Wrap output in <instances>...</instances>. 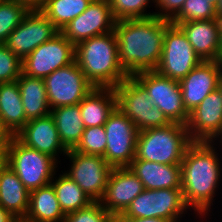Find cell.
I'll return each mask as SVG.
<instances>
[{
	"label": "cell",
	"mask_w": 222,
	"mask_h": 222,
	"mask_svg": "<svg viewBox=\"0 0 222 222\" xmlns=\"http://www.w3.org/2000/svg\"><path fill=\"white\" fill-rule=\"evenodd\" d=\"M16 137L26 146L52 157L56 162L60 152L63 155L68 153L60 141L55 121L50 114L28 121Z\"/></svg>",
	"instance_id": "cell-19"
},
{
	"label": "cell",
	"mask_w": 222,
	"mask_h": 222,
	"mask_svg": "<svg viewBox=\"0 0 222 222\" xmlns=\"http://www.w3.org/2000/svg\"><path fill=\"white\" fill-rule=\"evenodd\" d=\"M63 222H114V216L107 212L100 202L66 214Z\"/></svg>",
	"instance_id": "cell-35"
},
{
	"label": "cell",
	"mask_w": 222,
	"mask_h": 222,
	"mask_svg": "<svg viewBox=\"0 0 222 222\" xmlns=\"http://www.w3.org/2000/svg\"><path fill=\"white\" fill-rule=\"evenodd\" d=\"M222 127V97L216 89L193 111L186 124L192 141L210 142Z\"/></svg>",
	"instance_id": "cell-18"
},
{
	"label": "cell",
	"mask_w": 222,
	"mask_h": 222,
	"mask_svg": "<svg viewBox=\"0 0 222 222\" xmlns=\"http://www.w3.org/2000/svg\"><path fill=\"white\" fill-rule=\"evenodd\" d=\"M152 3L155 2V0ZM150 0H109L113 15L117 21L124 19L149 18L155 13H146Z\"/></svg>",
	"instance_id": "cell-33"
},
{
	"label": "cell",
	"mask_w": 222,
	"mask_h": 222,
	"mask_svg": "<svg viewBox=\"0 0 222 222\" xmlns=\"http://www.w3.org/2000/svg\"><path fill=\"white\" fill-rule=\"evenodd\" d=\"M75 61V46L59 31L22 60V73L45 78Z\"/></svg>",
	"instance_id": "cell-12"
},
{
	"label": "cell",
	"mask_w": 222,
	"mask_h": 222,
	"mask_svg": "<svg viewBox=\"0 0 222 222\" xmlns=\"http://www.w3.org/2000/svg\"><path fill=\"white\" fill-rule=\"evenodd\" d=\"M217 90L220 92L221 97H222V70H221L219 78H218Z\"/></svg>",
	"instance_id": "cell-42"
},
{
	"label": "cell",
	"mask_w": 222,
	"mask_h": 222,
	"mask_svg": "<svg viewBox=\"0 0 222 222\" xmlns=\"http://www.w3.org/2000/svg\"><path fill=\"white\" fill-rule=\"evenodd\" d=\"M30 10L15 0L0 2V43L22 22Z\"/></svg>",
	"instance_id": "cell-30"
},
{
	"label": "cell",
	"mask_w": 222,
	"mask_h": 222,
	"mask_svg": "<svg viewBox=\"0 0 222 222\" xmlns=\"http://www.w3.org/2000/svg\"><path fill=\"white\" fill-rule=\"evenodd\" d=\"M116 22L109 0H92L87 9L60 32L76 46L91 37L114 31Z\"/></svg>",
	"instance_id": "cell-14"
},
{
	"label": "cell",
	"mask_w": 222,
	"mask_h": 222,
	"mask_svg": "<svg viewBox=\"0 0 222 222\" xmlns=\"http://www.w3.org/2000/svg\"><path fill=\"white\" fill-rule=\"evenodd\" d=\"M192 142L186 125L179 123L141 130L136 140L134 159L160 164H181L186 149Z\"/></svg>",
	"instance_id": "cell-4"
},
{
	"label": "cell",
	"mask_w": 222,
	"mask_h": 222,
	"mask_svg": "<svg viewBox=\"0 0 222 222\" xmlns=\"http://www.w3.org/2000/svg\"><path fill=\"white\" fill-rule=\"evenodd\" d=\"M16 81L21 93L26 123L33 119L48 116L51 109L48 104L44 79L21 73Z\"/></svg>",
	"instance_id": "cell-25"
},
{
	"label": "cell",
	"mask_w": 222,
	"mask_h": 222,
	"mask_svg": "<svg viewBox=\"0 0 222 222\" xmlns=\"http://www.w3.org/2000/svg\"><path fill=\"white\" fill-rule=\"evenodd\" d=\"M201 61L181 28L165 19L163 49L155 71L180 81Z\"/></svg>",
	"instance_id": "cell-8"
},
{
	"label": "cell",
	"mask_w": 222,
	"mask_h": 222,
	"mask_svg": "<svg viewBox=\"0 0 222 222\" xmlns=\"http://www.w3.org/2000/svg\"><path fill=\"white\" fill-rule=\"evenodd\" d=\"M50 115L55 121L59 138L67 150L74 149L84 132L79 104L52 108Z\"/></svg>",
	"instance_id": "cell-27"
},
{
	"label": "cell",
	"mask_w": 222,
	"mask_h": 222,
	"mask_svg": "<svg viewBox=\"0 0 222 222\" xmlns=\"http://www.w3.org/2000/svg\"><path fill=\"white\" fill-rule=\"evenodd\" d=\"M65 216L50 183L30 191L28 211L22 222H63Z\"/></svg>",
	"instance_id": "cell-24"
},
{
	"label": "cell",
	"mask_w": 222,
	"mask_h": 222,
	"mask_svg": "<svg viewBox=\"0 0 222 222\" xmlns=\"http://www.w3.org/2000/svg\"><path fill=\"white\" fill-rule=\"evenodd\" d=\"M51 181L57 200L64 214L88 207L94 201L65 173L60 174ZM55 179V180H54Z\"/></svg>",
	"instance_id": "cell-28"
},
{
	"label": "cell",
	"mask_w": 222,
	"mask_h": 222,
	"mask_svg": "<svg viewBox=\"0 0 222 222\" xmlns=\"http://www.w3.org/2000/svg\"><path fill=\"white\" fill-rule=\"evenodd\" d=\"M107 145L103 155L105 161L113 167H128L135 158L137 127L117 107L103 125Z\"/></svg>",
	"instance_id": "cell-10"
},
{
	"label": "cell",
	"mask_w": 222,
	"mask_h": 222,
	"mask_svg": "<svg viewBox=\"0 0 222 222\" xmlns=\"http://www.w3.org/2000/svg\"><path fill=\"white\" fill-rule=\"evenodd\" d=\"M216 12L218 19L222 17V0H219L217 6H216Z\"/></svg>",
	"instance_id": "cell-41"
},
{
	"label": "cell",
	"mask_w": 222,
	"mask_h": 222,
	"mask_svg": "<svg viewBox=\"0 0 222 222\" xmlns=\"http://www.w3.org/2000/svg\"><path fill=\"white\" fill-rule=\"evenodd\" d=\"M75 61L95 88H115L128 77L119 61L114 31L78 43Z\"/></svg>",
	"instance_id": "cell-3"
},
{
	"label": "cell",
	"mask_w": 222,
	"mask_h": 222,
	"mask_svg": "<svg viewBox=\"0 0 222 222\" xmlns=\"http://www.w3.org/2000/svg\"><path fill=\"white\" fill-rule=\"evenodd\" d=\"M187 209L189 207L185 203L181 188L144 189L120 216L129 218L156 217L170 222H180V218L187 212Z\"/></svg>",
	"instance_id": "cell-7"
},
{
	"label": "cell",
	"mask_w": 222,
	"mask_h": 222,
	"mask_svg": "<svg viewBox=\"0 0 222 222\" xmlns=\"http://www.w3.org/2000/svg\"><path fill=\"white\" fill-rule=\"evenodd\" d=\"M5 154L6 152H0V168L5 164Z\"/></svg>",
	"instance_id": "cell-44"
},
{
	"label": "cell",
	"mask_w": 222,
	"mask_h": 222,
	"mask_svg": "<svg viewBox=\"0 0 222 222\" xmlns=\"http://www.w3.org/2000/svg\"><path fill=\"white\" fill-rule=\"evenodd\" d=\"M5 163L29 191L50 184L58 165L52 157L26 146L16 136L6 151Z\"/></svg>",
	"instance_id": "cell-5"
},
{
	"label": "cell",
	"mask_w": 222,
	"mask_h": 222,
	"mask_svg": "<svg viewBox=\"0 0 222 222\" xmlns=\"http://www.w3.org/2000/svg\"><path fill=\"white\" fill-rule=\"evenodd\" d=\"M22 73V60L0 43V83L14 82Z\"/></svg>",
	"instance_id": "cell-34"
},
{
	"label": "cell",
	"mask_w": 222,
	"mask_h": 222,
	"mask_svg": "<svg viewBox=\"0 0 222 222\" xmlns=\"http://www.w3.org/2000/svg\"><path fill=\"white\" fill-rule=\"evenodd\" d=\"M144 190L143 183L129 167H113L108 176L101 206L114 217L122 214Z\"/></svg>",
	"instance_id": "cell-16"
},
{
	"label": "cell",
	"mask_w": 222,
	"mask_h": 222,
	"mask_svg": "<svg viewBox=\"0 0 222 222\" xmlns=\"http://www.w3.org/2000/svg\"><path fill=\"white\" fill-rule=\"evenodd\" d=\"M119 61L128 76L155 71L161 58L165 35V19H124L116 22Z\"/></svg>",
	"instance_id": "cell-1"
},
{
	"label": "cell",
	"mask_w": 222,
	"mask_h": 222,
	"mask_svg": "<svg viewBox=\"0 0 222 222\" xmlns=\"http://www.w3.org/2000/svg\"><path fill=\"white\" fill-rule=\"evenodd\" d=\"M30 191L6 163L0 168V206L22 222L29 207Z\"/></svg>",
	"instance_id": "cell-22"
},
{
	"label": "cell",
	"mask_w": 222,
	"mask_h": 222,
	"mask_svg": "<svg viewBox=\"0 0 222 222\" xmlns=\"http://www.w3.org/2000/svg\"><path fill=\"white\" fill-rule=\"evenodd\" d=\"M221 70L220 61H201L179 81L183 104L188 113L217 89Z\"/></svg>",
	"instance_id": "cell-17"
},
{
	"label": "cell",
	"mask_w": 222,
	"mask_h": 222,
	"mask_svg": "<svg viewBox=\"0 0 222 222\" xmlns=\"http://www.w3.org/2000/svg\"><path fill=\"white\" fill-rule=\"evenodd\" d=\"M209 1V3H211L212 5H214L215 7L217 6L219 0H207Z\"/></svg>",
	"instance_id": "cell-46"
},
{
	"label": "cell",
	"mask_w": 222,
	"mask_h": 222,
	"mask_svg": "<svg viewBox=\"0 0 222 222\" xmlns=\"http://www.w3.org/2000/svg\"><path fill=\"white\" fill-rule=\"evenodd\" d=\"M71 168L64 173L94 201L99 202L104 195L108 176L112 167L100 155H85L68 150Z\"/></svg>",
	"instance_id": "cell-13"
},
{
	"label": "cell",
	"mask_w": 222,
	"mask_h": 222,
	"mask_svg": "<svg viewBox=\"0 0 222 222\" xmlns=\"http://www.w3.org/2000/svg\"><path fill=\"white\" fill-rule=\"evenodd\" d=\"M44 82L50 109L79 104L95 88L76 61L55 70Z\"/></svg>",
	"instance_id": "cell-11"
},
{
	"label": "cell",
	"mask_w": 222,
	"mask_h": 222,
	"mask_svg": "<svg viewBox=\"0 0 222 222\" xmlns=\"http://www.w3.org/2000/svg\"><path fill=\"white\" fill-rule=\"evenodd\" d=\"M219 23H220V45H221V53H222V17L219 18Z\"/></svg>",
	"instance_id": "cell-45"
},
{
	"label": "cell",
	"mask_w": 222,
	"mask_h": 222,
	"mask_svg": "<svg viewBox=\"0 0 222 222\" xmlns=\"http://www.w3.org/2000/svg\"><path fill=\"white\" fill-rule=\"evenodd\" d=\"M217 138H218V140H220L219 143H221L220 145L222 146V127H221L220 131L216 134V136L210 142L214 143L215 140H217Z\"/></svg>",
	"instance_id": "cell-43"
},
{
	"label": "cell",
	"mask_w": 222,
	"mask_h": 222,
	"mask_svg": "<svg viewBox=\"0 0 222 222\" xmlns=\"http://www.w3.org/2000/svg\"><path fill=\"white\" fill-rule=\"evenodd\" d=\"M0 222H20V221L0 206Z\"/></svg>",
	"instance_id": "cell-40"
},
{
	"label": "cell",
	"mask_w": 222,
	"mask_h": 222,
	"mask_svg": "<svg viewBox=\"0 0 222 222\" xmlns=\"http://www.w3.org/2000/svg\"><path fill=\"white\" fill-rule=\"evenodd\" d=\"M128 167L143 183L144 189L181 188L180 164H160L134 159Z\"/></svg>",
	"instance_id": "cell-21"
},
{
	"label": "cell",
	"mask_w": 222,
	"mask_h": 222,
	"mask_svg": "<svg viewBox=\"0 0 222 222\" xmlns=\"http://www.w3.org/2000/svg\"><path fill=\"white\" fill-rule=\"evenodd\" d=\"M134 77L148 91L149 99L171 123L186 125L189 113L186 111L179 81L172 80L157 71H144Z\"/></svg>",
	"instance_id": "cell-9"
},
{
	"label": "cell",
	"mask_w": 222,
	"mask_h": 222,
	"mask_svg": "<svg viewBox=\"0 0 222 222\" xmlns=\"http://www.w3.org/2000/svg\"><path fill=\"white\" fill-rule=\"evenodd\" d=\"M214 145L216 144L211 142L193 141L180 164L181 189L185 203L194 209L197 216H203V219L210 212L222 176V160Z\"/></svg>",
	"instance_id": "cell-2"
},
{
	"label": "cell",
	"mask_w": 222,
	"mask_h": 222,
	"mask_svg": "<svg viewBox=\"0 0 222 222\" xmlns=\"http://www.w3.org/2000/svg\"><path fill=\"white\" fill-rule=\"evenodd\" d=\"M186 35L195 53L202 61H220V23L219 19L188 21L176 23Z\"/></svg>",
	"instance_id": "cell-20"
},
{
	"label": "cell",
	"mask_w": 222,
	"mask_h": 222,
	"mask_svg": "<svg viewBox=\"0 0 222 222\" xmlns=\"http://www.w3.org/2000/svg\"><path fill=\"white\" fill-rule=\"evenodd\" d=\"M79 107L85 128L103 126L117 107L115 89L94 88L79 103Z\"/></svg>",
	"instance_id": "cell-23"
},
{
	"label": "cell",
	"mask_w": 222,
	"mask_h": 222,
	"mask_svg": "<svg viewBox=\"0 0 222 222\" xmlns=\"http://www.w3.org/2000/svg\"><path fill=\"white\" fill-rule=\"evenodd\" d=\"M58 32L53 23L40 10H30L3 44L23 60Z\"/></svg>",
	"instance_id": "cell-15"
},
{
	"label": "cell",
	"mask_w": 222,
	"mask_h": 222,
	"mask_svg": "<svg viewBox=\"0 0 222 222\" xmlns=\"http://www.w3.org/2000/svg\"><path fill=\"white\" fill-rule=\"evenodd\" d=\"M12 138V133L4 126V124L0 120V152L7 151Z\"/></svg>",
	"instance_id": "cell-37"
},
{
	"label": "cell",
	"mask_w": 222,
	"mask_h": 222,
	"mask_svg": "<svg viewBox=\"0 0 222 222\" xmlns=\"http://www.w3.org/2000/svg\"><path fill=\"white\" fill-rule=\"evenodd\" d=\"M107 145L104 126L87 127L84 129L80 142L73 149L85 155L103 156Z\"/></svg>",
	"instance_id": "cell-32"
},
{
	"label": "cell",
	"mask_w": 222,
	"mask_h": 222,
	"mask_svg": "<svg viewBox=\"0 0 222 222\" xmlns=\"http://www.w3.org/2000/svg\"><path fill=\"white\" fill-rule=\"evenodd\" d=\"M0 120L13 136L26 124L17 81L0 83Z\"/></svg>",
	"instance_id": "cell-26"
},
{
	"label": "cell",
	"mask_w": 222,
	"mask_h": 222,
	"mask_svg": "<svg viewBox=\"0 0 222 222\" xmlns=\"http://www.w3.org/2000/svg\"><path fill=\"white\" fill-rule=\"evenodd\" d=\"M216 7L207 0H185L181 10L170 20L172 24L215 19Z\"/></svg>",
	"instance_id": "cell-31"
},
{
	"label": "cell",
	"mask_w": 222,
	"mask_h": 222,
	"mask_svg": "<svg viewBox=\"0 0 222 222\" xmlns=\"http://www.w3.org/2000/svg\"><path fill=\"white\" fill-rule=\"evenodd\" d=\"M26 6L29 10H40L47 0H15Z\"/></svg>",
	"instance_id": "cell-39"
},
{
	"label": "cell",
	"mask_w": 222,
	"mask_h": 222,
	"mask_svg": "<svg viewBox=\"0 0 222 222\" xmlns=\"http://www.w3.org/2000/svg\"><path fill=\"white\" fill-rule=\"evenodd\" d=\"M154 3L160 10L154 12L155 16L170 21L181 10L185 0H155Z\"/></svg>",
	"instance_id": "cell-36"
},
{
	"label": "cell",
	"mask_w": 222,
	"mask_h": 222,
	"mask_svg": "<svg viewBox=\"0 0 222 222\" xmlns=\"http://www.w3.org/2000/svg\"><path fill=\"white\" fill-rule=\"evenodd\" d=\"M92 0H47L40 11L61 31L85 11Z\"/></svg>",
	"instance_id": "cell-29"
},
{
	"label": "cell",
	"mask_w": 222,
	"mask_h": 222,
	"mask_svg": "<svg viewBox=\"0 0 222 222\" xmlns=\"http://www.w3.org/2000/svg\"><path fill=\"white\" fill-rule=\"evenodd\" d=\"M114 89L117 108L132 120L138 131L161 128L171 123L154 106L148 91L134 76H128Z\"/></svg>",
	"instance_id": "cell-6"
},
{
	"label": "cell",
	"mask_w": 222,
	"mask_h": 222,
	"mask_svg": "<svg viewBox=\"0 0 222 222\" xmlns=\"http://www.w3.org/2000/svg\"><path fill=\"white\" fill-rule=\"evenodd\" d=\"M114 222H170L169 220L163 218H129L121 217L117 215L114 217Z\"/></svg>",
	"instance_id": "cell-38"
}]
</instances>
